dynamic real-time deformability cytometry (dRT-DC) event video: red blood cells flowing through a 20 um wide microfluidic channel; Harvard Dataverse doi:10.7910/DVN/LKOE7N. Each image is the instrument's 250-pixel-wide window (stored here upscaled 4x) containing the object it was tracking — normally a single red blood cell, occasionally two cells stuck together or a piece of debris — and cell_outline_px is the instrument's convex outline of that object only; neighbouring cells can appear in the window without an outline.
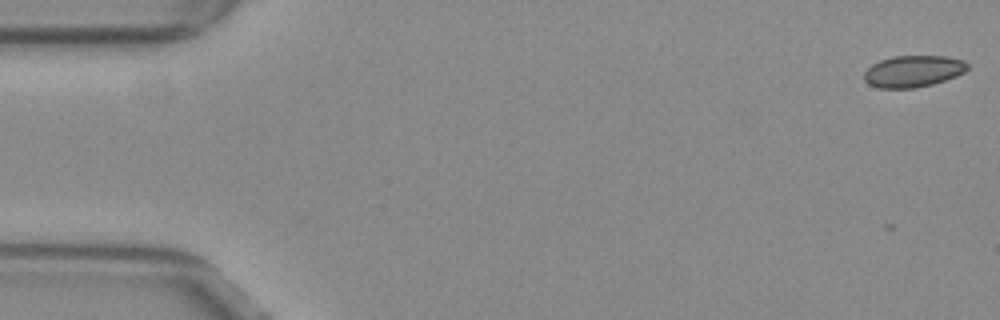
{"species": "common noctule bat (a hibernating species)", "species_latin": "Nyctalus noctula", "temperature_condition": "warm", "stored_images_in_passage": 13, "camera_frame_rate_fps": 3000, "um_per_image_px": 0.085, "animal": {"sex": "female", "body_mass_g": 29.2, "forearm_length_mm": 56.3}, "frame": {"image": 1, "passage_image": 1, "time_ms": 0.0, "image_size_px": [1000, 320], "cell_outline_px": [[968, 68], [964, 72], [956, 76], [932, 84], [912, 88], [880, 88], [868, 84], [864, 80], [864, 72], [872, 64], [880, 60], [892, 56], [944, 56], [964, 60], [968, 64]], "centroid_in_image_um": [77.6, 6.05], "position_along_channel_um": 7.4, "area_um2": 19.02}}